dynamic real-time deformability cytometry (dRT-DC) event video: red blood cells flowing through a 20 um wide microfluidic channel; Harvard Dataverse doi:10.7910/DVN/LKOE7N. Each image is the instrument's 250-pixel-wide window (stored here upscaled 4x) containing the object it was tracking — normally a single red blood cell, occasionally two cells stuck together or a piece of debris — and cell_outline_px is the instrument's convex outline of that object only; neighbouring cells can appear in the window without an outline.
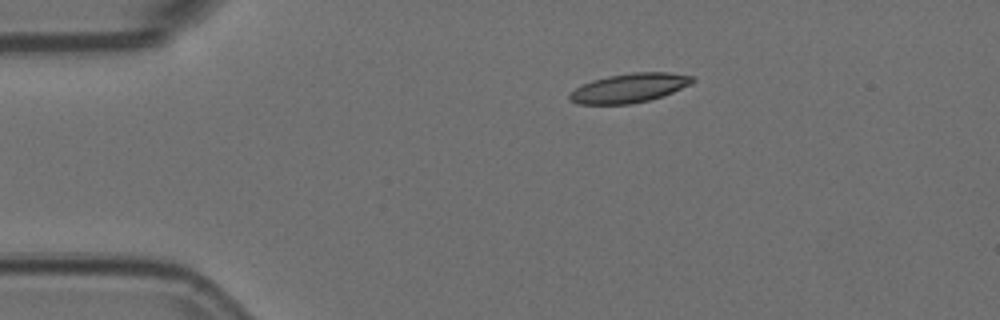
{"species": "Egyptian fruit bat (a non-hibernating species)", "species_latin": "Rousettus aegyptiacus", "temperature_condition": "room temperature", "stored_images_in_passage": 12, "camera_frame_rate_fps": 3000, "um_per_image_px": 0.085, "animal": {"sex": "female"}, "frame": {"image": 1, "passage_image": 1, "time_ms": 0.0, "image_size_px": [1000, 320], "cell_outline_px": [[696, 80], [692, 84], [672, 92], [648, 100], [628, 104], [576, 104], [568, 100], [568, 96], [580, 84], [592, 80], [608, 76], [632, 72], [668, 72], [692, 76]], "centroid_in_image_um": [53.46, 7.47], "position_along_channel_um": 31.5, "area_um2": 20.87}}
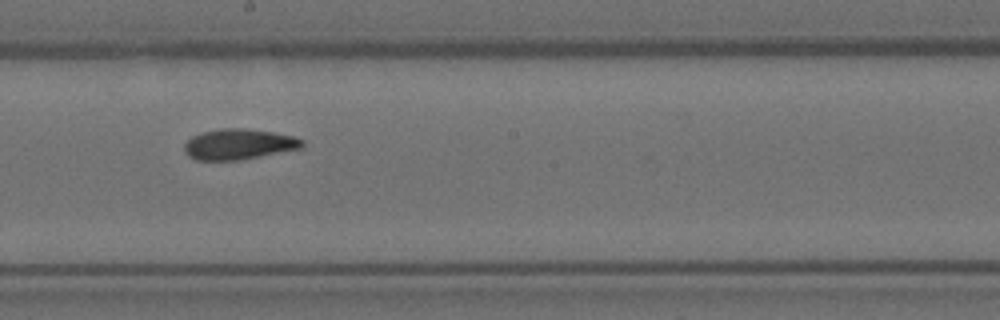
{"frame": {"image": 2, "passage_image": 6, "time_ms": 1.667, "image_size_px": [1000, 320], "cell_outline_px": [[304, 148], [240, 160], [196, 160], [188, 156], [184, 152], [184, 144], [192, 136], [204, 132], [220, 128], [244, 128], [272, 132], [292, 136], [304, 140]], "centroid_in_image_um": [20.3, 12.27], "position_along_channel_um": 227.9, "area_um2": 21.1}}
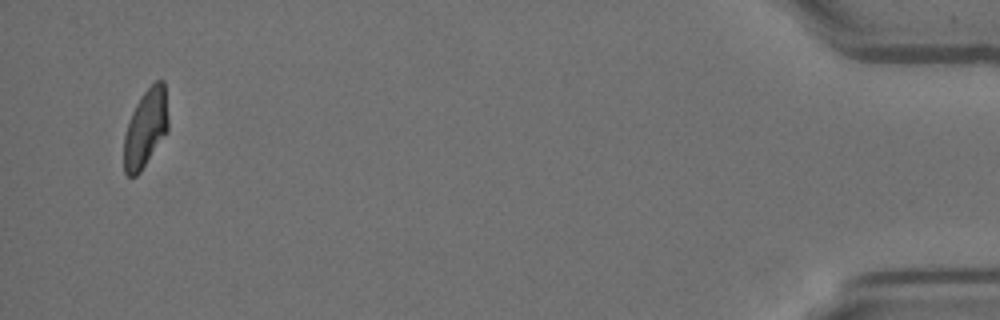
{"frame": {"image": 3, "passage_image": 12, "time_ms": 3.667, "image_size_px": [1000, 320], "cell_outline_px": [[168, 132], [140, 172], [136, 176], [128, 176], [124, 172], [124, 136], [132, 112], [136, 104], [144, 92], [156, 80], [164, 80], [168, 120]], "centroid_in_image_um": [12.39, 10.92], "position_along_channel_um": 422.8, "area_um2": 20.06}}